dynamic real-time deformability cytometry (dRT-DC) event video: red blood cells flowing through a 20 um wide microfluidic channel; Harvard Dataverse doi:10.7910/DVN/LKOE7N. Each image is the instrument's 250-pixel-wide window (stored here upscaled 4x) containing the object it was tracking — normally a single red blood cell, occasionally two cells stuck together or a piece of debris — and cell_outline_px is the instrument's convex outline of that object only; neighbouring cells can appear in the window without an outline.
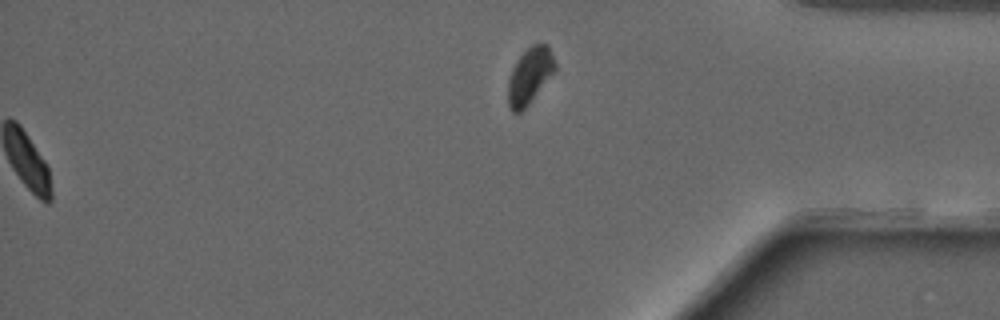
{"species": "common noctule bat (a hibernating species)", "species_latin": "Nyctalus noctula", "temperature_condition": "warm", "stored_images_in_passage": 53, "segment_of_instrument_passage": [2, 2], "camera_frame_rate_fps": 3000, "um_per_image_px": 0.085, "animal": {"sex": "male", "forearm_length_mm": 52.5}, "frame": {"image": 1, "passage_image": 53, "time_ms": 17.333, "image_size_px": [1000, 320], "cell_outline_px": [[556, 72], [528, 104], [520, 112], [512, 112], [508, 108], [508, 80], [512, 68], [516, 60], [532, 44], [548, 44], [556, 64]], "centroid_in_image_um": [45.04, 6.44], "position_along_channel_um": 390.2, "area_um2": 15.49}}